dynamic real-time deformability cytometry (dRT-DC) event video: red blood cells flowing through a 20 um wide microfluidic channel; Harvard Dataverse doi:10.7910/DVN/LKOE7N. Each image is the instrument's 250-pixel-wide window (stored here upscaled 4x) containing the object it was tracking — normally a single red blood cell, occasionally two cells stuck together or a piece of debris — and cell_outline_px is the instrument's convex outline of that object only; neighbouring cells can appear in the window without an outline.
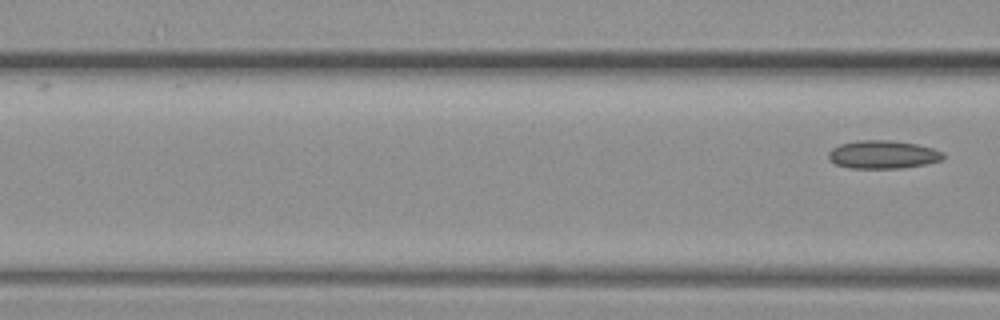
{"species": "common noctule bat (a hibernating species)", "species_latin": "Nyctalus noctula", "temperature_condition": "warm", "stored_images_in_passage": 4, "segment_of_instrument_passage": [2, 2], "camera_frame_rate_fps": 3000, "um_per_image_px": 0.085, "animal": {"sex": "female", "body_mass_g": 19.3, "forearm_length_mm": 54.1}, "frame": {"image": 1, "passage_image": 4, "time_ms": 1.0, "image_size_px": [1000, 320], "cell_outline_px": [[944, 156], [940, 160], [924, 164], [900, 168], [848, 168], [836, 164], [828, 156], [828, 152], [832, 148], [840, 144], [856, 140], [888, 140], [916, 144], [932, 148], [944, 152]], "centroid_in_image_um": [75.02, 13.13], "position_along_channel_um": 91.6, "area_um2": 18.67}}